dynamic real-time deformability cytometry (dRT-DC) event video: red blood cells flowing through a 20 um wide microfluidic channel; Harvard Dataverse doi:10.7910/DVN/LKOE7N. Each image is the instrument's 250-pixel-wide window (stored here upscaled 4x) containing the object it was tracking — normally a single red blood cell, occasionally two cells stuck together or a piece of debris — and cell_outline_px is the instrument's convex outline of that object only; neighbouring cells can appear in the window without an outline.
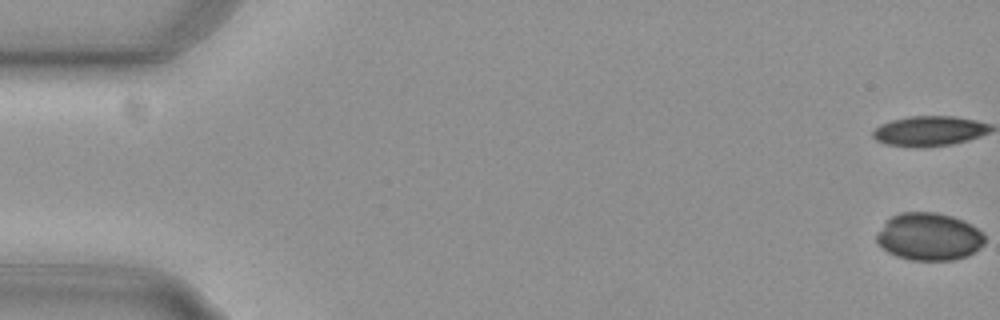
{"species": "common noctule bat (a hibernating species)", "species_latin": "Nyctalus noctula", "temperature_condition": "cold", "stored_images_in_passage": 56, "camera_frame_rate_fps": 3000, "um_per_image_px": 0.085, "animal": {"sex": "female", "body_mass_g": 29.2, "forearm_length_mm": 56.3}, "frame": {"image": 1, "passage_image": 1, "time_ms": 0.0, "image_size_px": [1000, 320], "cell_outline_px": [[984, 244], [980, 248], [968, 256], [952, 260], [912, 260], [896, 256], [888, 252], [876, 240], [876, 236], [884, 224], [892, 216], [900, 212], [936, 212], [952, 216], [964, 220], [976, 228], [984, 236]], "centroid_in_image_um": [78.98, 20.12], "position_along_channel_um": 6.0, "area_um2": 29.77}}